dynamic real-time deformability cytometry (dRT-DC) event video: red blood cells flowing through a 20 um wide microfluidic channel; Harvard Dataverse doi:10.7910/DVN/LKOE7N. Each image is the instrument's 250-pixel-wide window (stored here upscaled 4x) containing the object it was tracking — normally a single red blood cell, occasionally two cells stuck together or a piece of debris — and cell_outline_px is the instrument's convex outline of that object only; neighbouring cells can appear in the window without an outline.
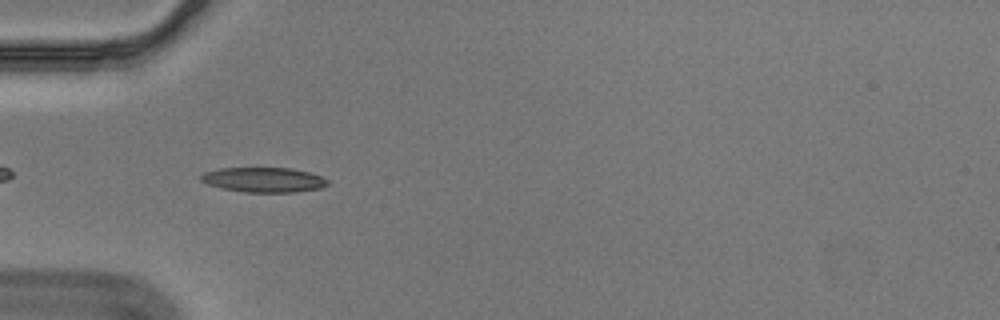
{"species": "Egyptian fruit bat (a non-hibernating species)", "species_latin": "Rousettus aegyptiacus", "temperature_condition": "cold", "stored_images_in_passage": 42, "camera_frame_rate_fps": 3000, "um_per_image_px": 0.085, "animal": {"sex": "male"}, "frame": {"image": 1, "passage_image": 3, "time_ms": 0.667, "image_size_px": [1000, 320], "cell_outline_px": [[332, 184], [320, 188], [296, 192], [244, 192], [220, 188], [208, 184], [200, 180], [200, 176], [204, 172], [220, 168], [292, 168], [308, 172], [320, 176], [328, 180]], "centroid_in_image_um": [22.43, 15.28], "position_along_channel_um": 62.6, "area_um2": 18.44}}
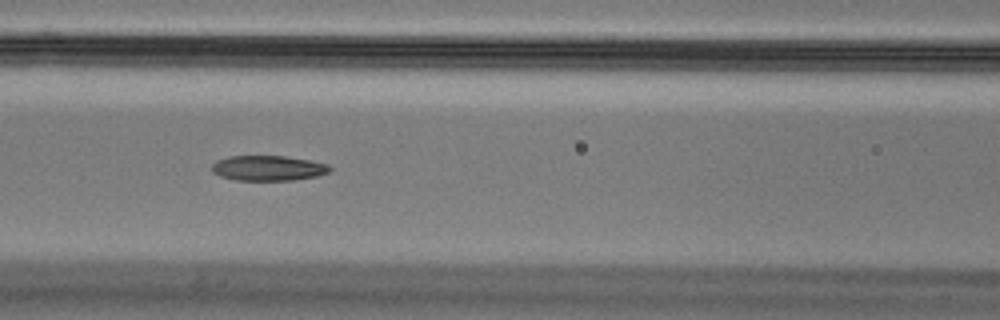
{"frame": {"image": 2, "passage_image": 10, "time_ms": 3.0, "image_size_px": [1000, 320], "cell_outline_px": [[332, 168], [328, 172], [316, 176], [292, 180], [236, 180], [220, 176], [212, 172], [212, 164], [216, 160], [228, 156], [284, 156], [312, 160], [328, 164]], "centroid_in_image_um": [22.78, 14.28], "position_along_channel_um": 143.8, "area_um2": 17.34}}
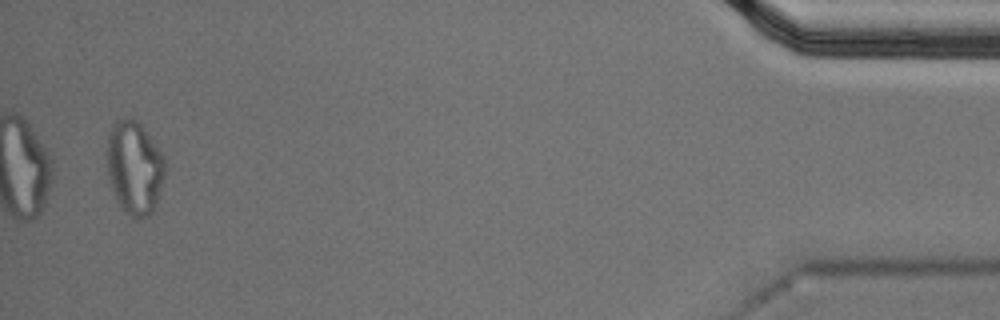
{"frame": {"image": 3, "passage_image": 40, "time_ms": 13.0, "image_size_px": [1000, 320], "cell_outline_px": [[164, 176], [156, 208], [148, 216], [136, 220], [120, 204], [112, 188], [108, 176], [108, 132], [112, 124], [116, 120], [124, 116], [132, 116], [140, 120], [164, 156]], "centroid_in_image_um": [11.45, 14.17], "position_along_channel_um": 423.7, "area_um2": 31.85}, "authors_computed_cell_mechanics": {"area_um2": 18.4093, "velocity_mm_per_s": 3.5576, "shape_relaxation_time_tau1_ms": null, "shape_relaxation_time_tau2_ms": 6.6935, "deformation_change_tau1": null, "deformation_change_tau2": 0.1174}}